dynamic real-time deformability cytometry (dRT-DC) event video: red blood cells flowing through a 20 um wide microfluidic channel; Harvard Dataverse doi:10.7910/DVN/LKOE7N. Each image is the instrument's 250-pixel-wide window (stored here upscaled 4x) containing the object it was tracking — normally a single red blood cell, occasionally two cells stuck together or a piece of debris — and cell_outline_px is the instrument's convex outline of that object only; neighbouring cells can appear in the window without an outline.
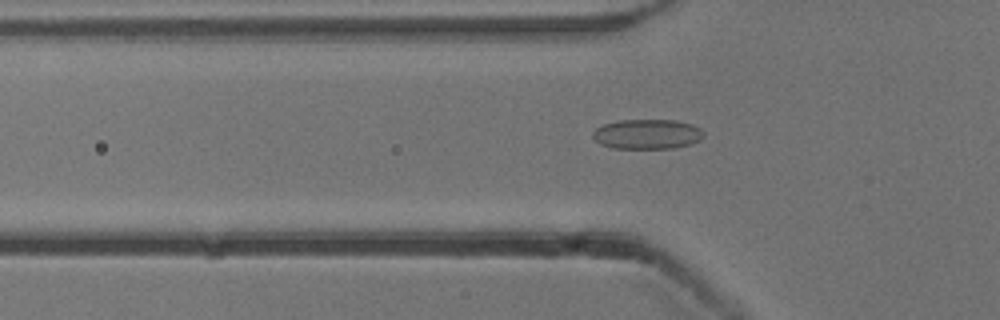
{"species": "common noctule bat (a hibernating species)", "species_latin": "Nyctalus noctula", "temperature_condition": "cold", "stored_images_in_passage": 39, "camera_frame_rate_fps": 3000, "um_per_image_px": 0.085, "animal": {"sex": "male", "body_mass_g": 13.3}, "frame": {"image": 1, "passage_image": 10, "time_ms": 3.0, "image_size_px": [1000, 320], "cell_outline_px": [[704, 136], [700, 140], [692, 144], [676, 148], [612, 148], [600, 144], [592, 136], [592, 132], [596, 128], [604, 124], [620, 120], [676, 120], [692, 124], [700, 128], [704, 132]], "centroid_in_image_um": [55.04, 11.4], "position_along_channel_um": 70.8, "area_um2": 19.42}}
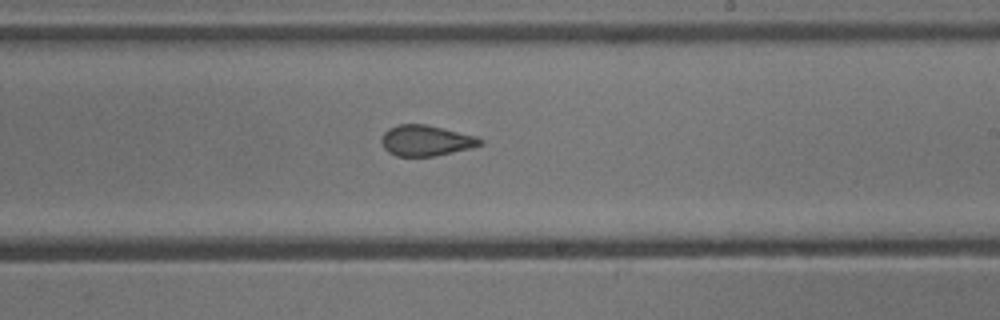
{"frame": {"image": 2, "passage_image": 24, "time_ms": 7.667, "image_size_px": [1000, 320], "cell_outline_px": [[484, 144], [472, 148], [436, 156], [396, 156], [388, 152], [384, 148], [380, 140], [384, 132], [388, 128], [400, 124], [424, 124], [444, 128], [476, 136], [484, 140]], "centroid_in_image_um": [36.22, 11.95], "position_along_channel_um": 252.8, "area_um2": 17.86}}
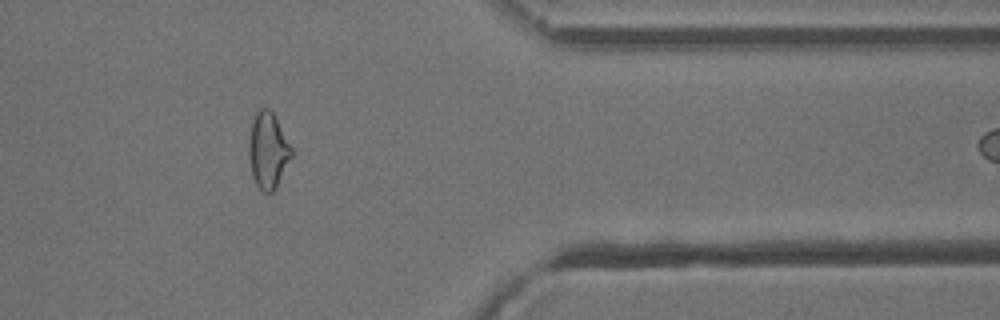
{"frame": {"image": 3, "passage_image": 36, "time_ms": 11.667, "image_size_px": [1000, 320], "cell_outline_px": [[292, 156], [276, 188], [272, 192], [264, 192], [256, 184], [252, 176], [248, 152], [248, 140], [252, 120], [256, 112], [260, 108], [268, 108], [272, 112], [292, 148]], "centroid_in_image_um": [22.76, 12.79], "position_along_channel_um": 388.6, "area_um2": 18.79}}